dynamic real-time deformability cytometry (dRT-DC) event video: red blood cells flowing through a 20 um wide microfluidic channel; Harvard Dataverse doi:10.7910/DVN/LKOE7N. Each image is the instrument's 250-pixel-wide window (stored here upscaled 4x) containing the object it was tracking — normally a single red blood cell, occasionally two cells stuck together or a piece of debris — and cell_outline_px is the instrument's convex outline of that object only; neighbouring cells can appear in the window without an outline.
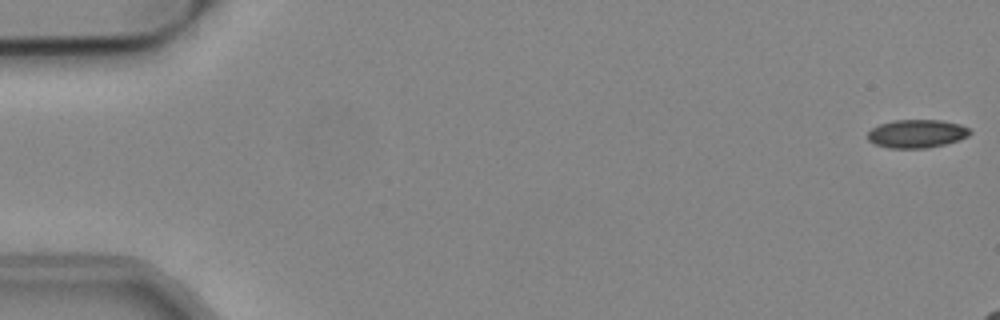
{"species": "common noctule bat (a hibernating species)", "species_latin": "Nyctalus noctula", "temperature_condition": "cold", "stored_images_in_passage": 15, "camera_frame_rate_fps": 3000, "um_per_image_px": 0.085, "animal": {"sex": "male", "body_mass_g": 19.2, "forearm_length_mm": 51.8}, "frame": {"image": 1, "passage_image": 1, "time_ms": 0.0, "image_size_px": [1000, 320], "cell_outline_px": [[972, 132], [968, 136], [944, 144], [928, 148], [888, 148], [876, 144], [868, 140], [868, 132], [872, 128], [880, 124], [896, 120], [940, 120], [960, 124], [968, 128]], "centroid_in_image_um": [77.92, 11.36], "position_along_channel_um": 7.1, "area_um2": 16.7}}